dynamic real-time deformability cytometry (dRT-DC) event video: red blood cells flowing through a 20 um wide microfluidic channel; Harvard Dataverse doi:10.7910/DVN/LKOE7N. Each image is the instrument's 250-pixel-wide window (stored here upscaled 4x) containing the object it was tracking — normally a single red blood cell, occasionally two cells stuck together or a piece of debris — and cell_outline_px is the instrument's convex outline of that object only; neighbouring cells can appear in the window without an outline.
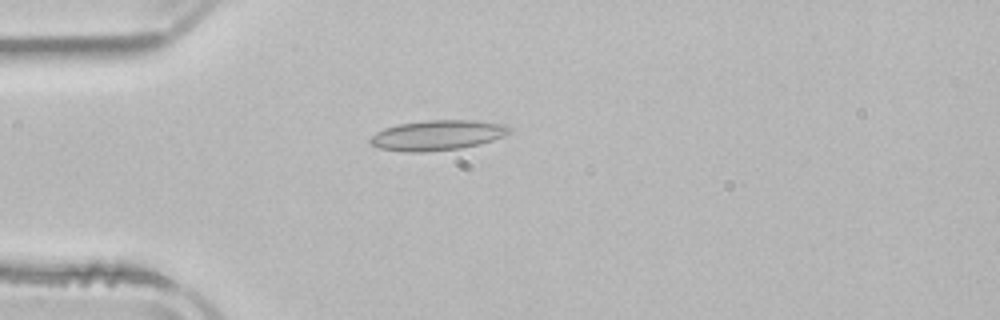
{"species": "common noctule bat (a hibernating species)", "species_latin": "Nyctalus noctula", "temperature_condition": "room temperature", "stored_images_in_passage": 2, "camera_frame_rate_fps": 3000, "um_per_image_px": 0.085, "animal": {"sex": "male", "body_mass_g": 21.5, "forearm_length_mm": 52.0}, "frame": {"image": 1, "passage_image": 2, "time_ms": 1.667, "image_size_px": [1000, 320], "cell_outline_px": [[512, 132], [504, 136], [480, 144], [460, 148], [424, 152], [404, 152], [380, 148], [372, 144], [368, 140], [376, 132], [384, 128], [396, 124], [428, 120], [472, 120], [504, 124], [512, 128]], "centroid_in_image_um": [37.19, 11.49], "position_along_channel_um": 47.8, "area_um2": 24.51}}